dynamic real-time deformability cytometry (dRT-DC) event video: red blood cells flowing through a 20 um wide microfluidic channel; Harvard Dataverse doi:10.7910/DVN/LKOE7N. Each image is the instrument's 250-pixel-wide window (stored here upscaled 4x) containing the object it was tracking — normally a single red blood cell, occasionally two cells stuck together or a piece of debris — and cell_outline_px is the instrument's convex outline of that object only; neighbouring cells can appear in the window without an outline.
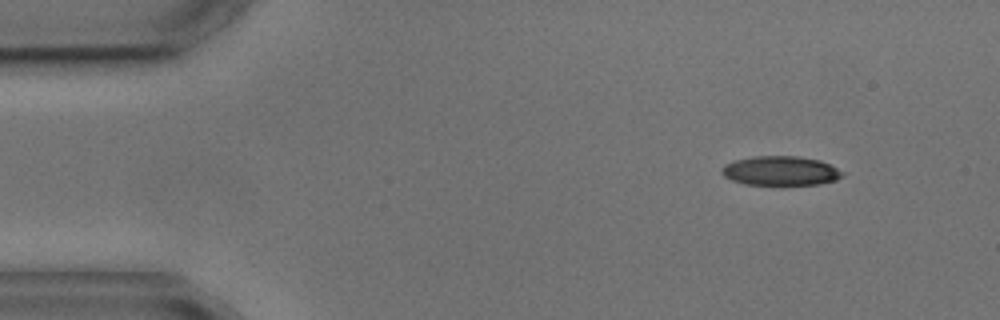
{"species": "common noctule bat (a hibernating species)", "species_latin": "Nyctalus noctula", "temperature_condition": "cold", "stored_images_in_passage": 9, "camera_frame_rate_fps": 3000, "um_per_image_px": 0.085, "animal": {"sex": "male", "body_mass_g": 17.9, "forearm_length_mm": 54.2}, "frame": {"image": 1, "passage_image": 1, "time_ms": 0.0, "image_size_px": [1000, 320], "cell_outline_px": [[844, 176], [836, 180], [820, 184], [744, 184], [732, 180], [724, 176], [720, 172], [720, 168], [724, 164], [732, 160], [752, 156], [796, 156], [820, 160], [844, 172]], "centroid_in_image_um": [66.31, 14.51], "position_along_channel_um": 18.7, "area_um2": 20.69}}
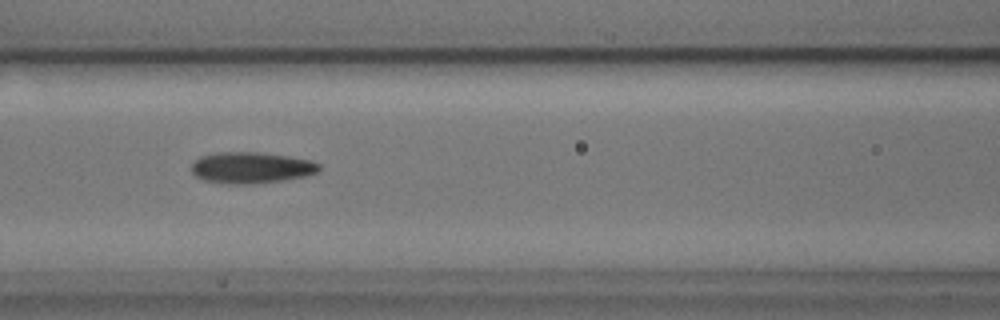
{"frame": {"image": 2, "passage_image": 6, "time_ms": 5.667, "image_size_px": [1000, 320], "cell_outline_px": [[320, 168], [316, 172], [304, 176], [256, 184], [228, 184], [204, 180], [196, 176], [192, 172], [192, 164], [200, 156], [216, 152], [256, 152], [288, 156], [312, 160], [320, 164]], "centroid_in_image_um": [21.33, 14.25], "position_along_channel_um": 145.3, "area_um2": 23.18}}
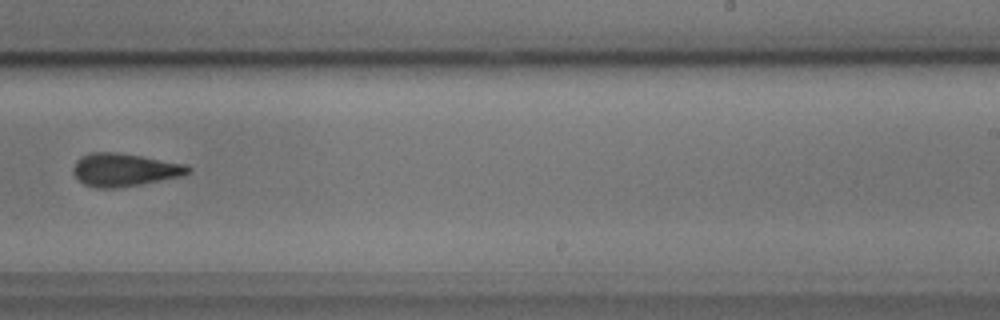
{"frame": {"image": 3, "passage_image": 9, "time_ms": 9.333, "image_size_px": [1000, 320], "cell_outline_px": [[192, 168], [188, 172], [180, 176], [140, 184], [112, 188], [96, 188], [84, 184], [72, 172], [72, 168], [76, 160], [92, 152], [116, 152], [188, 164]], "centroid_in_image_um": [10.56, 14.43], "position_along_channel_um": 278.4, "area_um2": 21.79}}